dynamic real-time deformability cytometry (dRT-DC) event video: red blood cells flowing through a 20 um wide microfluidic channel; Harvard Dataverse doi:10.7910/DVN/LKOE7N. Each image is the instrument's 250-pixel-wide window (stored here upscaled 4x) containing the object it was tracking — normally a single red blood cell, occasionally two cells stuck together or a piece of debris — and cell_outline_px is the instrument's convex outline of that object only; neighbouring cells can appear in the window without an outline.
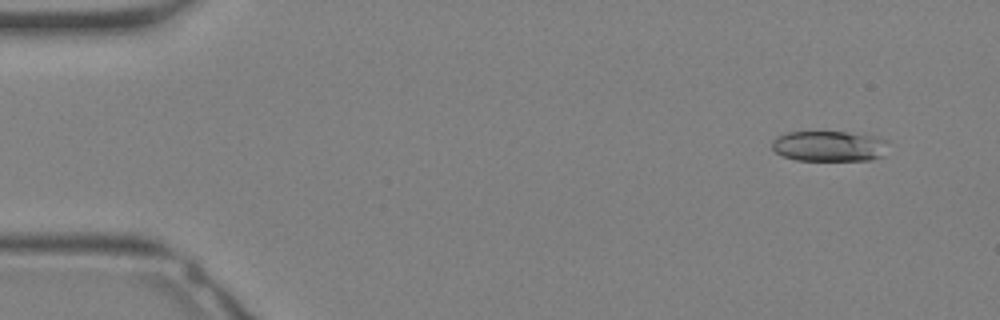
{"species": "Egyptian fruit bat (a non-hibernating species)", "species_latin": "Rousettus aegyptiacus", "temperature_condition": "warm", "stored_images_in_passage": 33, "camera_frame_rate_fps": 3000, "um_per_image_px": 0.085, "animal": {"sex": "female"}, "frame": {"image": 1, "passage_image": 3, "time_ms": 0.667, "image_size_px": [1000, 320], "cell_outline_px": [[888, 140], [884, 156], [872, 160], [796, 160], [784, 156], [776, 152], [772, 148], [772, 140], [788, 132], [848, 132], [876, 136]], "centroid_in_image_um": [70.53, 12.42], "position_along_channel_um": 14.5, "area_um2": 20.75}}
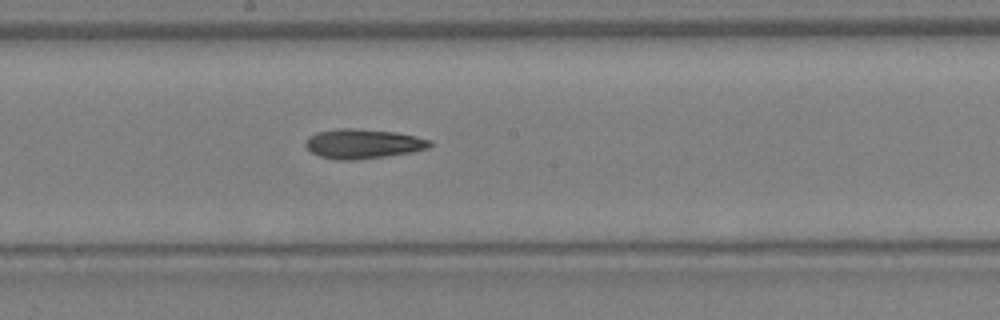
{"frame": {"image": 2, "passage_image": 18, "time_ms": 5.667, "image_size_px": [1000, 320], "cell_outline_px": [[432, 144], [428, 148], [408, 152], [384, 156], [356, 160], [332, 160], [320, 156], [312, 152], [304, 144], [308, 136], [316, 132], [336, 128], [352, 128], [396, 132], [416, 136], [432, 140]], "centroid_in_image_um": [30.82, 12.21], "position_along_channel_um": 217.4, "area_um2": 21.44}}
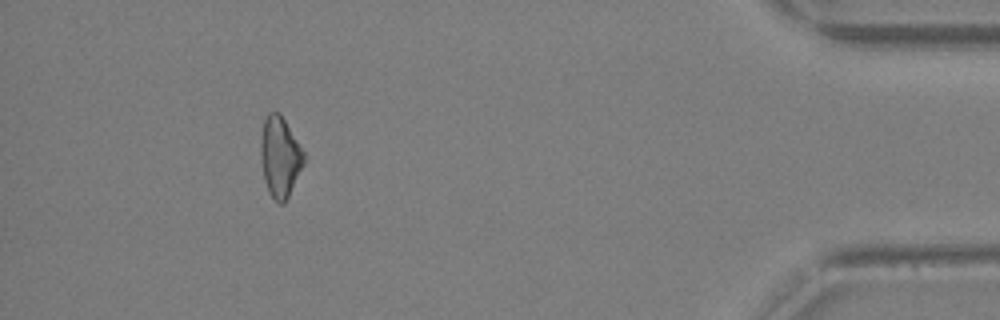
{"frame": {"image": 3, "passage_image": 30, "time_ms": 9.667, "image_size_px": [1000, 320], "cell_outline_px": [[304, 164], [284, 204], [280, 204], [268, 192], [264, 180], [260, 156], [260, 140], [264, 120], [268, 112], [280, 112], [304, 152]], "centroid_in_image_um": [23.78, 13.32], "position_along_channel_um": 411.4, "area_um2": 20.17}}